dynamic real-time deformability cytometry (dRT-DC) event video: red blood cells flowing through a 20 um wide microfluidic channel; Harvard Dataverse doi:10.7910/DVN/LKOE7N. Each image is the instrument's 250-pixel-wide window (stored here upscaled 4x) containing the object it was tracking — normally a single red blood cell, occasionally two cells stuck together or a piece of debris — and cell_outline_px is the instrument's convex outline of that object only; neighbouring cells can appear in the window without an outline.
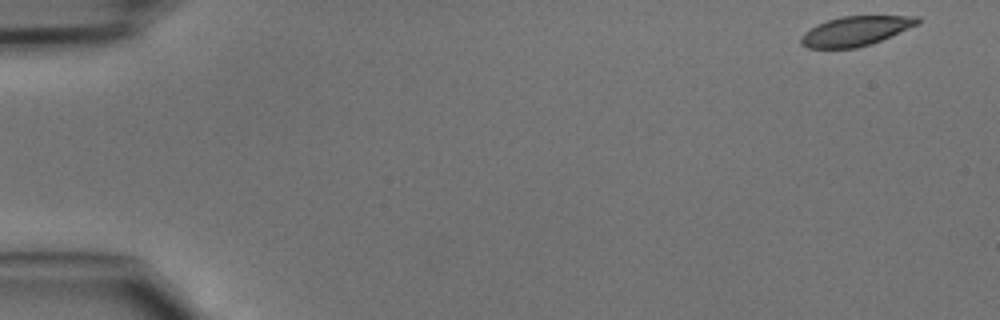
{"species": "common noctule bat (a hibernating species)", "species_latin": "Nyctalus noctula", "temperature_condition": "cold", "stored_images_in_passage": 45, "camera_frame_rate_fps": 3000, "um_per_image_px": 0.085, "animal": {"sex": "male", "body_mass_g": 15.6}, "frame": {"image": 1, "passage_image": 1, "time_ms": 0.0, "image_size_px": [1000, 320], "cell_outline_px": [[920, 20], [916, 24], [872, 44], [856, 48], [808, 48], [800, 44], [800, 36], [804, 32], [828, 20], [840, 16], [920, 16]], "centroid_in_image_um": [72.68, 2.64], "position_along_channel_um": 12.3, "area_um2": 19.77}}
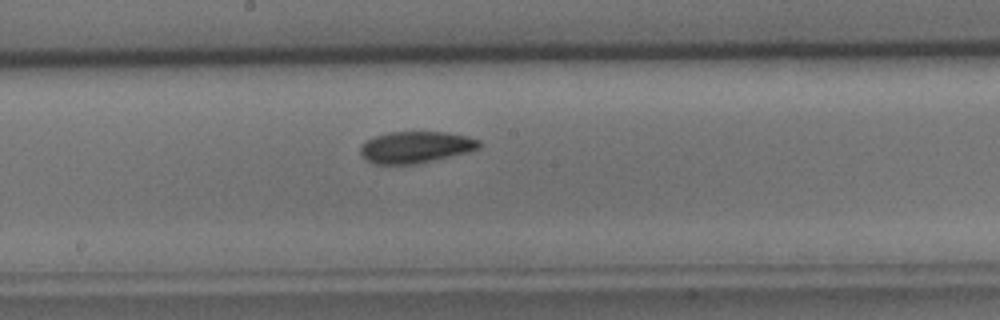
{"frame": {"image": 2, "passage_image": 24, "time_ms": 7.667, "image_size_px": [1000, 320], "cell_outline_px": [[480, 148], [468, 152], [416, 164], [372, 164], [360, 156], [360, 144], [376, 136], [388, 132], [444, 132], [468, 136], [480, 140]], "centroid_in_image_um": [35.31, 12.51], "position_along_channel_um": 212.9, "area_um2": 21.96}}
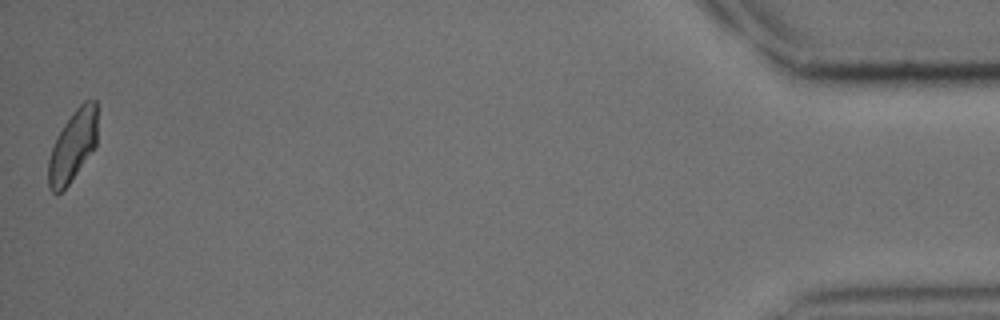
{"frame": {"image": 3, "passage_image": 45, "time_ms": 14.667, "image_size_px": [1000, 320], "cell_outline_px": [[96, 148], [68, 184], [60, 192], [52, 192], [48, 188], [48, 160], [56, 136], [64, 124], [76, 108], [84, 100], [96, 100]], "centroid_in_image_um": [6.18, 12.41], "position_along_channel_um": 429.0, "area_um2": 20.23}}